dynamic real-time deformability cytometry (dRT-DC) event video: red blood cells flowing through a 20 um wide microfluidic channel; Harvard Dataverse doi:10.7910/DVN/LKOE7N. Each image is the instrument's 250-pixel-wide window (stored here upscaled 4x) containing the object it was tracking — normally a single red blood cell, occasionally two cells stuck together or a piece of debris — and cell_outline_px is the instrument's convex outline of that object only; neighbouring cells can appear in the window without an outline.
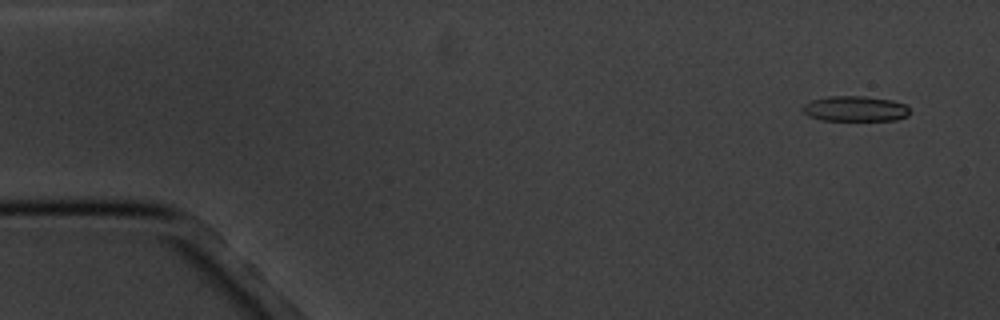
{"species": "common noctule bat (a hibernating species)", "species_latin": "Nyctalus noctula", "temperature_condition": "cold", "stored_images_in_passage": 4, "camera_frame_rate_fps": 3000, "um_per_image_px": 0.085, "animal": {"sex": "male", "body_mass_g": 20.1, "forearm_length_mm": 53.5}, "frame": {"image": 1, "passage_image": 1, "time_ms": 0.0, "image_size_px": [1000, 320], "cell_outline_px": [[912, 112], [908, 116], [896, 120], [820, 120], [808, 116], [800, 108], [804, 104], [812, 100], [828, 96], [864, 96], [892, 100], [904, 104]], "centroid_in_image_um": [72.69, 9.24], "position_along_channel_um": 12.3, "area_um2": 15.95}}
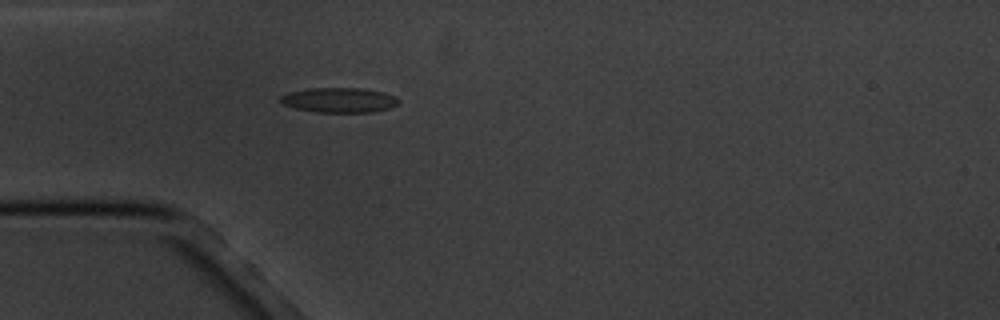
{"frame": {"image": 2, "passage_image": 4, "time_ms": 4.333, "image_size_px": [1000, 320], "cell_outline_px": [[400, 104], [392, 108], [372, 112], [316, 112], [296, 108], [280, 104], [280, 96], [288, 92], [308, 88], [360, 88], [384, 92], [396, 96], [400, 100]], "centroid_in_image_um": [28.86, 8.51], "position_along_channel_um": 56.1, "area_um2": 17.4}}